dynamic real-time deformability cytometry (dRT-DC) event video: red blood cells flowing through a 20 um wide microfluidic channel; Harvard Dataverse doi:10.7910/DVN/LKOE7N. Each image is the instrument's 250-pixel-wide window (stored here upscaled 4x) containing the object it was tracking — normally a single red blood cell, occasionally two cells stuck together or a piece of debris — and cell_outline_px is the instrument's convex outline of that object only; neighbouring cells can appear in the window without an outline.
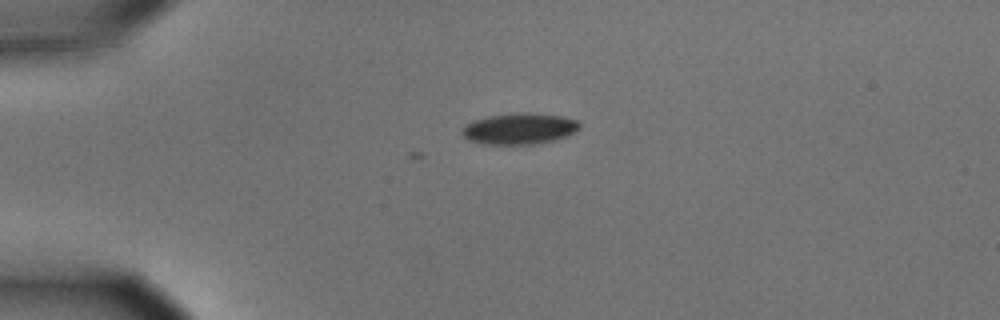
{"species": "common noctule bat (a hibernating species)", "species_latin": "Nyctalus noctula", "temperature_condition": "cold", "stored_images_in_passage": 6, "camera_frame_rate_fps": 3000, "um_per_image_px": 0.085, "animal": {"sex": "male", "body_mass_g": 15.6}, "frame": {"image": 1, "passage_image": 1, "time_ms": 0.0, "image_size_px": [1000, 320], "cell_outline_px": [[580, 128], [564, 136], [552, 140], [532, 144], [480, 144], [468, 140], [460, 132], [464, 124], [472, 120], [488, 116], [512, 112], [528, 112], [560, 116], [580, 120]], "centroid_in_image_um": [44.08, 10.92], "position_along_channel_um": 40.9, "area_um2": 21.5}}